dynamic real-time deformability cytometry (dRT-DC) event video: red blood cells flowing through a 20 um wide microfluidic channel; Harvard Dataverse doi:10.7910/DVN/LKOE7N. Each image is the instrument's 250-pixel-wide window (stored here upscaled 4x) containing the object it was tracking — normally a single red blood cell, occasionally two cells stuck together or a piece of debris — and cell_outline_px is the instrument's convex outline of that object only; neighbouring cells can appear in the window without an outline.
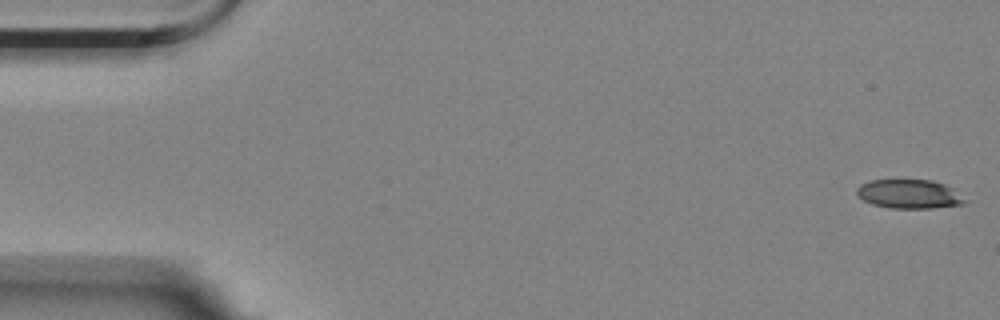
{"species": "Egyptian fruit bat (a non-hibernating species)", "species_latin": "Rousettus aegyptiacus", "temperature_condition": "room temperature", "stored_images_in_passage": 56, "camera_frame_rate_fps": 3000, "um_per_image_px": 0.085, "animal": {"sex": "female"}, "frame": {"image": 1, "passage_image": 1, "time_ms": 0.0, "image_size_px": [1000, 320], "cell_outline_px": [[968, 200], [964, 204], [932, 208], [892, 208], [872, 204], [864, 200], [856, 192], [856, 188], [860, 184], [872, 180], [932, 180], [944, 184], [952, 188]], "centroid_in_image_um": [77.3, 16.49], "position_along_channel_um": 7.7, "area_um2": 18.21}}
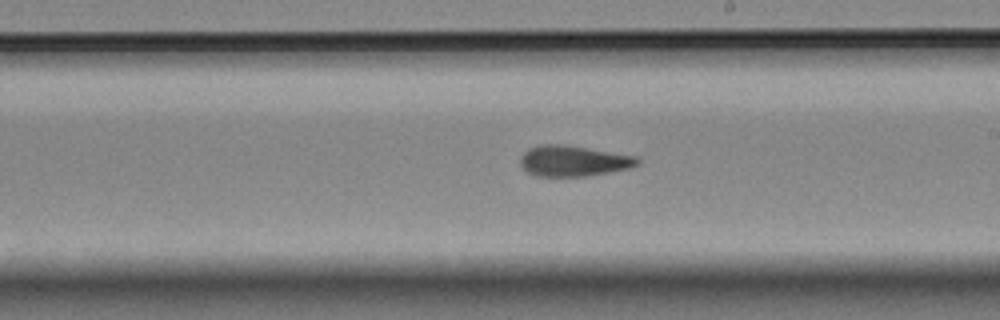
{"frame": {"image": 2, "passage_image": 32, "time_ms": 10.333, "image_size_px": [1000, 320], "cell_outline_px": [[640, 164], [628, 168], [588, 176], [536, 176], [528, 172], [520, 164], [520, 156], [528, 148], [540, 144], [560, 144], [636, 156], [640, 160]], "centroid_in_image_um": [48.71, 13.68], "position_along_channel_um": 240.3, "area_um2": 20.81}}
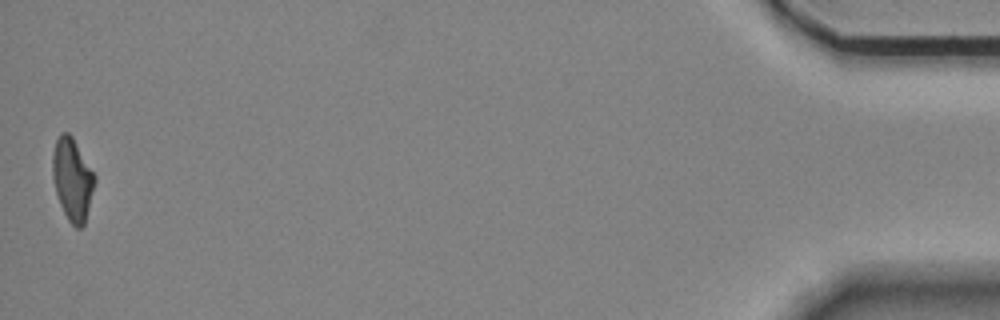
{"frame": {"image": 3, "passage_image": 56, "time_ms": 18.333, "image_size_px": [1000, 320], "cell_outline_px": [[96, 180], [84, 224], [80, 228], [76, 228], [68, 220], [60, 204], [56, 192], [52, 176], [52, 156], [56, 140], [60, 132], [68, 132], [72, 136], [96, 176]], "centroid_in_image_um": [6.15, 15.22], "position_along_channel_um": 429.1, "area_um2": 20.11}, "authors_computed_cell_mechanics": {"area_um2": 20.519, "velocity_mm_per_s": 3.52, "shape_relaxation_time_tau1_ms": 6.1949, "shape_relaxation_time_tau2_ms": 3.0837, "deformation_change_tau1": 0.1892, "deformation_change_tau2": 0.1249}}